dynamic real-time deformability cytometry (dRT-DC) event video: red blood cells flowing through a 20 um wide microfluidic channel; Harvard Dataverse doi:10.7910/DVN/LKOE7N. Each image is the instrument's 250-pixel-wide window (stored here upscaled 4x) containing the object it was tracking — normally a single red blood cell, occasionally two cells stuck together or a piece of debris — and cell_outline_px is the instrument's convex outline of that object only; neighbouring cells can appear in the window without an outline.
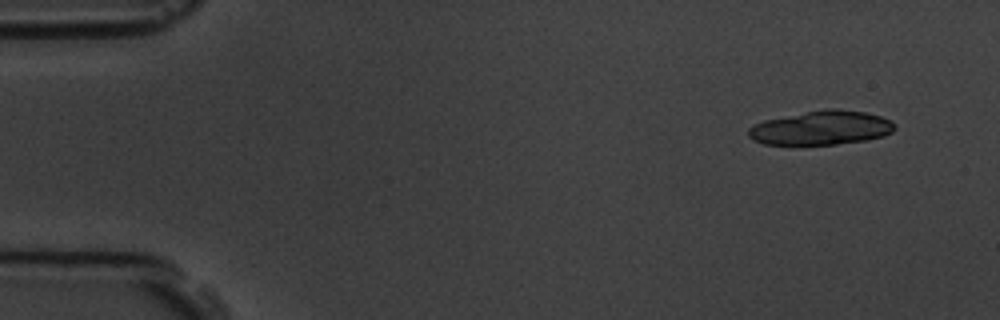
{"species": "common noctule bat (a hibernating species)", "species_latin": "Nyctalus noctula", "temperature_condition": "room temperature", "stored_images_in_passage": 5, "camera_frame_rate_fps": 3000, "um_per_image_px": 0.085, "animal": {"sex": "male", "body_mass_g": 19.5, "forearm_length_mm": 54.6}, "frame": {"image": 1, "passage_image": 1, "time_ms": 0.0, "image_size_px": [1000, 320], "cell_outline_px": [[896, 128], [892, 132], [884, 136], [864, 140], [836, 144], [764, 144], [752, 140], [748, 136], [748, 128], [764, 120], [828, 108], [836, 108], [864, 112], [880, 116], [892, 120]], "centroid_in_image_um": [69.82, 10.87], "position_along_channel_um": 15.2, "area_um2": 28.84}}